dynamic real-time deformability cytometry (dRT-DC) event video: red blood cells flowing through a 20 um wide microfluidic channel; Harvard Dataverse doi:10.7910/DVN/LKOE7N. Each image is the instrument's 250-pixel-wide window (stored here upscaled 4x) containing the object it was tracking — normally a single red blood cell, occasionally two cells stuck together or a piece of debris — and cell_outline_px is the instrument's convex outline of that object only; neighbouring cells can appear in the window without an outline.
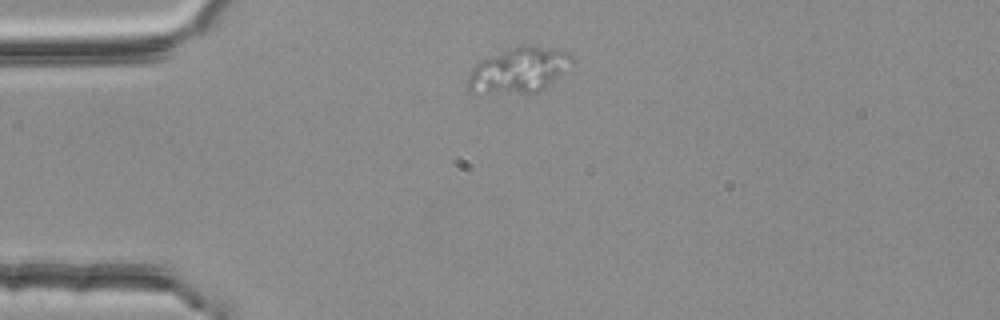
{"species": "common noctule bat (a hibernating species)", "species_latin": "Nyctalus noctula", "temperature_condition": "room temperature", "stored_images_in_passage": 3, "camera_frame_rate_fps": 3000, "um_per_image_px": 0.085, "animal": {"sex": "female", "body_mass_g": 25.1}, "frame": {"image": 1, "passage_image": 1, "time_ms": 0.0, "image_size_px": [1000, 320], "cell_outline_px": [[572, 64], [544, 88], [536, 92], [468, 92], [468, 76], [472, 68], [480, 60], [508, 48], [520, 44], [532, 44], [560, 48], [568, 52], [572, 56]], "centroid_in_image_um": [44.11, 5.9], "position_along_channel_um": 40.9, "area_um2": 27.51}}
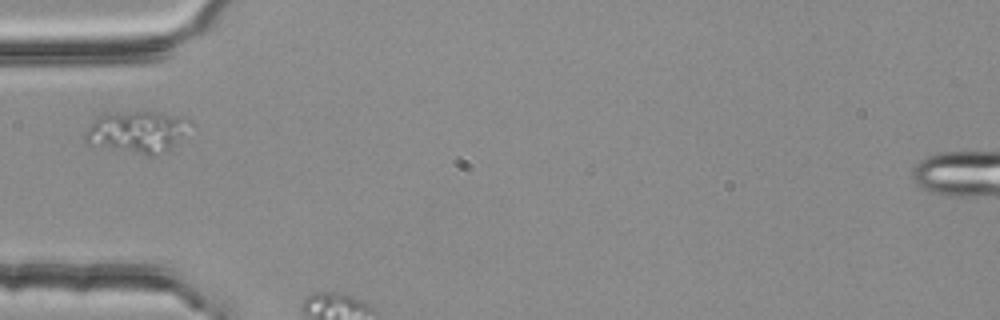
{"frame": {"image": 2, "passage_image": 2, "time_ms": 0.333, "image_size_px": [1000, 320], "cell_outline_px": [[196, 124], [164, 152], [152, 156], [148, 156], [88, 144], [84, 140], [84, 132], [100, 116], [148, 108], [184, 116], [192, 120]], "centroid_in_image_um": [11.77, 11.16], "position_along_channel_um": 73.2, "area_um2": 26.24}}